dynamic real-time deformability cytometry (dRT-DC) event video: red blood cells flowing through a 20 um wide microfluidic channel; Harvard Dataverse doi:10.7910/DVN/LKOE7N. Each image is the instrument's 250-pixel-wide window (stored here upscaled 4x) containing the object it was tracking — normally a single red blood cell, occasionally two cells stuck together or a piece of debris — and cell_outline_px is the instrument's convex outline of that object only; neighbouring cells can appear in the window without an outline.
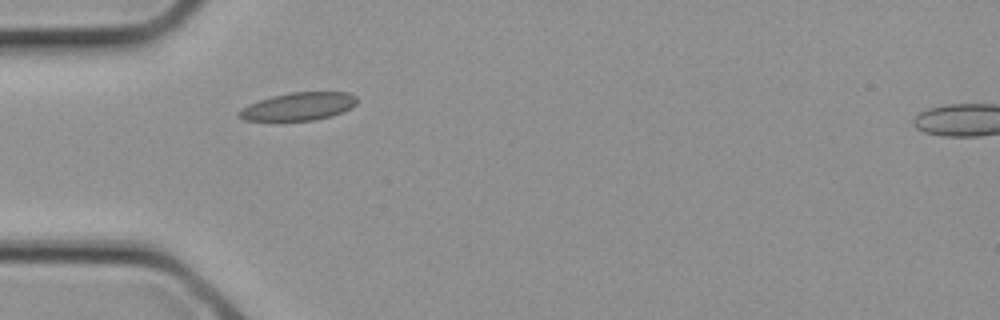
{"species": "common noctule bat (a hibernating species)", "species_latin": "Nyctalus noctula", "temperature_condition": "cold", "stored_images_in_passage": 2, "camera_frame_rate_fps": 3000, "um_per_image_px": 0.085, "animal": {"sex": "female", "body_mass_g": 21.9}, "frame": {"image": 1, "passage_image": 2, "time_ms": 0.333, "image_size_px": [1000, 320], "cell_outline_px": [[360, 100], [352, 108], [344, 112], [332, 116], [316, 120], [244, 120], [236, 116], [236, 112], [240, 108], [248, 104], [272, 96], [292, 92], [348, 92], [356, 96]], "centroid_in_image_um": [25.4, 9.05], "position_along_channel_um": 59.6, "area_um2": 19.42}}